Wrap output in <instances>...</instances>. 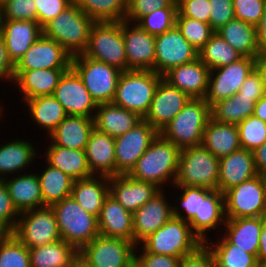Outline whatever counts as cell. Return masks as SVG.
<instances>
[{
	"instance_id": "cell-62",
	"label": "cell",
	"mask_w": 266,
	"mask_h": 267,
	"mask_svg": "<svg viewBox=\"0 0 266 267\" xmlns=\"http://www.w3.org/2000/svg\"><path fill=\"white\" fill-rule=\"evenodd\" d=\"M257 44L260 52H266V8L260 23L256 26Z\"/></svg>"
},
{
	"instance_id": "cell-37",
	"label": "cell",
	"mask_w": 266,
	"mask_h": 267,
	"mask_svg": "<svg viewBox=\"0 0 266 267\" xmlns=\"http://www.w3.org/2000/svg\"><path fill=\"white\" fill-rule=\"evenodd\" d=\"M27 104L29 115L35 126L44 129L47 137L67 116L61 103L53 95L39 96L23 102Z\"/></svg>"
},
{
	"instance_id": "cell-31",
	"label": "cell",
	"mask_w": 266,
	"mask_h": 267,
	"mask_svg": "<svg viewBox=\"0 0 266 267\" xmlns=\"http://www.w3.org/2000/svg\"><path fill=\"white\" fill-rule=\"evenodd\" d=\"M143 118L113 103L98 104L94 116V127L113 138L125 134Z\"/></svg>"
},
{
	"instance_id": "cell-16",
	"label": "cell",
	"mask_w": 266,
	"mask_h": 267,
	"mask_svg": "<svg viewBox=\"0 0 266 267\" xmlns=\"http://www.w3.org/2000/svg\"><path fill=\"white\" fill-rule=\"evenodd\" d=\"M53 96L61 103L67 115L94 118L98 104L72 67L60 78Z\"/></svg>"
},
{
	"instance_id": "cell-50",
	"label": "cell",
	"mask_w": 266,
	"mask_h": 267,
	"mask_svg": "<svg viewBox=\"0 0 266 267\" xmlns=\"http://www.w3.org/2000/svg\"><path fill=\"white\" fill-rule=\"evenodd\" d=\"M235 18L257 26L266 8L265 0H233Z\"/></svg>"
},
{
	"instance_id": "cell-21",
	"label": "cell",
	"mask_w": 266,
	"mask_h": 267,
	"mask_svg": "<svg viewBox=\"0 0 266 267\" xmlns=\"http://www.w3.org/2000/svg\"><path fill=\"white\" fill-rule=\"evenodd\" d=\"M160 190L155 184L136 180L128 174L109 177V194L132 213L151 200Z\"/></svg>"
},
{
	"instance_id": "cell-44",
	"label": "cell",
	"mask_w": 266,
	"mask_h": 267,
	"mask_svg": "<svg viewBox=\"0 0 266 267\" xmlns=\"http://www.w3.org/2000/svg\"><path fill=\"white\" fill-rule=\"evenodd\" d=\"M95 22L122 21L127 12V0H74Z\"/></svg>"
},
{
	"instance_id": "cell-1",
	"label": "cell",
	"mask_w": 266,
	"mask_h": 267,
	"mask_svg": "<svg viewBox=\"0 0 266 267\" xmlns=\"http://www.w3.org/2000/svg\"><path fill=\"white\" fill-rule=\"evenodd\" d=\"M180 151L174 143L158 134L128 175L139 181L153 183L160 189H164L168 182L173 187Z\"/></svg>"
},
{
	"instance_id": "cell-34",
	"label": "cell",
	"mask_w": 266,
	"mask_h": 267,
	"mask_svg": "<svg viewBox=\"0 0 266 267\" xmlns=\"http://www.w3.org/2000/svg\"><path fill=\"white\" fill-rule=\"evenodd\" d=\"M263 217L226 218L223 234L232 244L257 257Z\"/></svg>"
},
{
	"instance_id": "cell-33",
	"label": "cell",
	"mask_w": 266,
	"mask_h": 267,
	"mask_svg": "<svg viewBox=\"0 0 266 267\" xmlns=\"http://www.w3.org/2000/svg\"><path fill=\"white\" fill-rule=\"evenodd\" d=\"M45 151L46 163L60 169L73 180L92 177L85 150L70 149L54 145L52 142Z\"/></svg>"
},
{
	"instance_id": "cell-22",
	"label": "cell",
	"mask_w": 266,
	"mask_h": 267,
	"mask_svg": "<svg viewBox=\"0 0 266 267\" xmlns=\"http://www.w3.org/2000/svg\"><path fill=\"white\" fill-rule=\"evenodd\" d=\"M210 70L199 59L170 69L163 79L190 98H205Z\"/></svg>"
},
{
	"instance_id": "cell-25",
	"label": "cell",
	"mask_w": 266,
	"mask_h": 267,
	"mask_svg": "<svg viewBox=\"0 0 266 267\" xmlns=\"http://www.w3.org/2000/svg\"><path fill=\"white\" fill-rule=\"evenodd\" d=\"M98 228L101 236L122 238L134 243L133 213L110 194L100 210Z\"/></svg>"
},
{
	"instance_id": "cell-29",
	"label": "cell",
	"mask_w": 266,
	"mask_h": 267,
	"mask_svg": "<svg viewBox=\"0 0 266 267\" xmlns=\"http://www.w3.org/2000/svg\"><path fill=\"white\" fill-rule=\"evenodd\" d=\"M94 128V118L67 115L48 138L57 146L85 150Z\"/></svg>"
},
{
	"instance_id": "cell-5",
	"label": "cell",
	"mask_w": 266,
	"mask_h": 267,
	"mask_svg": "<svg viewBox=\"0 0 266 267\" xmlns=\"http://www.w3.org/2000/svg\"><path fill=\"white\" fill-rule=\"evenodd\" d=\"M162 78L163 76L152 70L123 71L112 103L144 118Z\"/></svg>"
},
{
	"instance_id": "cell-49",
	"label": "cell",
	"mask_w": 266,
	"mask_h": 267,
	"mask_svg": "<svg viewBox=\"0 0 266 267\" xmlns=\"http://www.w3.org/2000/svg\"><path fill=\"white\" fill-rule=\"evenodd\" d=\"M176 190H182L181 194L177 196V203L172 204V215L179 217L182 220L189 222L195 215H199L200 194L206 189L204 187H187V186H173ZM179 203V204H178ZM177 205V206H176ZM181 207L179 209V207ZM180 210H183L182 212ZM185 212V214H183Z\"/></svg>"
},
{
	"instance_id": "cell-60",
	"label": "cell",
	"mask_w": 266,
	"mask_h": 267,
	"mask_svg": "<svg viewBox=\"0 0 266 267\" xmlns=\"http://www.w3.org/2000/svg\"><path fill=\"white\" fill-rule=\"evenodd\" d=\"M15 64L8 56L4 39L0 37V80L13 82Z\"/></svg>"
},
{
	"instance_id": "cell-12",
	"label": "cell",
	"mask_w": 266,
	"mask_h": 267,
	"mask_svg": "<svg viewBox=\"0 0 266 267\" xmlns=\"http://www.w3.org/2000/svg\"><path fill=\"white\" fill-rule=\"evenodd\" d=\"M255 68V58L242 56L229 65L210 71L205 101L212 107L218 101L239 92L248 74Z\"/></svg>"
},
{
	"instance_id": "cell-68",
	"label": "cell",
	"mask_w": 266,
	"mask_h": 267,
	"mask_svg": "<svg viewBox=\"0 0 266 267\" xmlns=\"http://www.w3.org/2000/svg\"><path fill=\"white\" fill-rule=\"evenodd\" d=\"M8 234V232H6L5 230H3L2 228H0V243L1 241L4 239V237Z\"/></svg>"
},
{
	"instance_id": "cell-9",
	"label": "cell",
	"mask_w": 266,
	"mask_h": 267,
	"mask_svg": "<svg viewBox=\"0 0 266 267\" xmlns=\"http://www.w3.org/2000/svg\"><path fill=\"white\" fill-rule=\"evenodd\" d=\"M71 67L80 76L97 104L112 103L121 70L102 61L88 58L82 53L72 56Z\"/></svg>"
},
{
	"instance_id": "cell-64",
	"label": "cell",
	"mask_w": 266,
	"mask_h": 267,
	"mask_svg": "<svg viewBox=\"0 0 266 267\" xmlns=\"http://www.w3.org/2000/svg\"><path fill=\"white\" fill-rule=\"evenodd\" d=\"M255 69L260 74L266 91V52H260L255 57Z\"/></svg>"
},
{
	"instance_id": "cell-41",
	"label": "cell",
	"mask_w": 266,
	"mask_h": 267,
	"mask_svg": "<svg viewBox=\"0 0 266 267\" xmlns=\"http://www.w3.org/2000/svg\"><path fill=\"white\" fill-rule=\"evenodd\" d=\"M45 170L38 173L43 204L51 206L63 198L71 196L73 180L70 176L46 163Z\"/></svg>"
},
{
	"instance_id": "cell-39",
	"label": "cell",
	"mask_w": 266,
	"mask_h": 267,
	"mask_svg": "<svg viewBox=\"0 0 266 267\" xmlns=\"http://www.w3.org/2000/svg\"><path fill=\"white\" fill-rule=\"evenodd\" d=\"M78 251L63 239L29 249L30 267H69Z\"/></svg>"
},
{
	"instance_id": "cell-15",
	"label": "cell",
	"mask_w": 266,
	"mask_h": 267,
	"mask_svg": "<svg viewBox=\"0 0 266 267\" xmlns=\"http://www.w3.org/2000/svg\"><path fill=\"white\" fill-rule=\"evenodd\" d=\"M136 244L98 235L79 252L92 267H126L135 260Z\"/></svg>"
},
{
	"instance_id": "cell-51",
	"label": "cell",
	"mask_w": 266,
	"mask_h": 267,
	"mask_svg": "<svg viewBox=\"0 0 266 267\" xmlns=\"http://www.w3.org/2000/svg\"><path fill=\"white\" fill-rule=\"evenodd\" d=\"M19 216L20 212L14 206L6 185L0 180V228L13 233Z\"/></svg>"
},
{
	"instance_id": "cell-70",
	"label": "cell",
	"mask_w": 266,
	"mask_h": 267,
	"mask_svg": "<svg viewBox=\"0 0 266 267\" xmlns=\"http://www.w3.org/2000/svg\"><path fill=\"white\" fill-rule=\"evenodd\" d=\"M186 1L188 0H173V2L177 5V8H179Z\"/></svg>"
},
{
	"instance_id": "cell-45",
	"label": "cell",
	"mask_w": 266,
	"mask_h": 267,
	"mask_svg": "<svg viewBox=\"0 0 266 267\" xmlns=\"http://www.w3.org/2000/svg\"><path fill=\"white\" fill-rule=\"evenodd\" d=\"M0 267H30L29 249L13 233L0 243Z\"/></svg>"
},
{
	"instance_id": "cell-46",
	"label": "cell",
	"mask_w": 266,
	"mask_h": 267,
	"mask_svg": "<svg viewBox=\"0 0 266 267\" xmlns=\"http://www.w3.org/2000/svg\"><path fill=\"white\" fill-rule=\"evenodd\" d=\"M175 25L180 30L185 39L198 51L215 33L210 24L198 21L190 17H183L179 13L176 15Z\"/></svg>"
},
{
	"instance_id": "cell-26",
	"label": "cell",
	"mask_w": 266,
	"mask_h": 267,
	"mask_svg": "<svg viewBox=\"0 0 266 267\" xmlns=\"http://www.w3.org/2000/svg\"><path fill=\"white\" fill-rule=\"evenodd\" d=\"M85 152L92 175L116 176L115 138L94 128Z\"/></svg>"
},
{
	"instance_id": "cell-30",
	"label": "cell",
	"mask_w": 266,
	"mask_h": 267,
	"mask_svg": "<svg viewBox=\"0 0 266 267\" xmlns=\"http://www.w3.org/2000/svg\"><path fill=\"white\" fill-rule=\"evenodd\" d=\"M32 173L22 172L12 178L3 179L12 202L19 212L45 206L37 173Z\"/></svg>"
},
{
	"instance_id": "cell-59",
	"label": "cell",
	"mask_w": 266,
	"mask_h": 267,
	"mask_svg": "<svg viewBox=\"0 0 266 267\" xmlns=\"http://www.w3.org/2000/svg\"><path fill=\"white\" fill-rule=\"evenodd\" d=\"M238 94H242V96L247 97H254L256 102L266 95L261 76L255 68L246 77Z\"/></svg>"
},
{
	"instance_id": "cell-35",
	"label": "cell",
	"mask_w": 266,
	"mask_h": 267,
	"mask_svg": "<svg viewBox=\"0 0 266 267\" xmlns=\"http://www.w3.org/2000/svg\"><path fill=\"white\" fill-rule=\"evenodd\" d=\"M6 142L0 144V180L7 178L8 174L17 175L27 167H31L37 155L33 143L27 140L18 138Z\"/></svg>"
},
{
	"instance_id": "cell-14",
	"label": "cell",
	"mask_w": 266,
	"mask_h": 267,
	"mask_svg": "<svg viewBox=\"0 0 266 267\" xmlns=\"http://www.w3.org/2000/svg\"><path fill=\"white\" fill-rule=\"evenodd\" d=\"M198 58V50L181 34L175 25L162 34L155 35L154 71L163 76L170 69Z\"/></svg>"
},
{
	"instance_id": "cell-24",
	"label": "cell",
	"mask_w": 266,
	"mask_h": 267,
	"mask_svg": "<svg viewBox=\"0 0 266 267\" xmlns=\"http://www.w3.org/2000/svg\"><path fill=\"white\" fill-rule=\"evenodd\" d=\"M257 175L253 152L240 148L219 159L218 190L224 193Z\"/></svg>"
},
{
	"instance_id": "cell-27",
	"label": "cell",
	"mask_w": 266,
	"mask_h": 267,
	"mask_svg": "<svg viewBox=\"0 0 266 267\" xmlns=\"http://www.w3.org/2000/svg\"><path fill=\"white\" fill-rule=\"evenodd\" d=\"M68 69L14 70L13 84L23 95L22 101L53 95L60 78Z\"/></svg>"
},
{
	"instance_id": "cell-72",
	"label": "cell",
	"mask_w": 266,
	"mask_h": 267,
	"mask_svg": "<svg viewBox=\"0 0 266 267\" xmlns=\"http://www.w3.org/2000/svg\"><path fill=\"white\" fill-rule=\"evenodd\" d=\"M6 2V0H0L1 4H4Z\"/></svg>"
},
{
	"instance_id": "cell-23",
	"label": "cell",
	"mask_w": 266,
	"mask_h": 267,
	"mask_svg": "<svg viewBox=\"0 0 266 267\" xmlns=\"http://www.w3.org/2000/svg\"><path fill=\"white\" fill-rule=\"evenodd\" d=\"M226 221L224 194L219 190L205 189L200 194L199 215L188 223L203 243L208 240V231L224 226Z\"/></svg>"
},
{
	"instance_id": "cell-48",
	"label": "cell",
	"mask_w": 266,
	"mask_h": 267,
	"mask_svg": "<svg viewBox=\"0 0 266 267\" xmlns=\"http://www.w3.org/2000/svg\"><path fill=\"white\" fill-rule=\"evenodd\" d=\"M241 148L254 151L266 142V122L251 115L237 124Z\"/></svg>"
},
{
	"instance_id": "cell-6",
	"label": "cell",
	"mask_w": 266,
	"mask_h": 267,
	"mask_svg": "<svg viewBox=\"0 0 266 267\" xmlns=\"http://www.w3.org/2000/svg\"><path fill=\"white\" fill-rule=\"evenodd\" d=\"M202 244L190 224L174 216L140 243L149 253L170 255L180 259L196 251Z\"/></svg>"
},
{
	"instance_id": "cell-66",
	"label": "cell",
	"mask_w": 266,
	"mask_h": 267,
	"mask_svg": "<svg viewBox=\"0 0 266 267\" xmlns=\"http://www.w3.org/2000/svg\"><path fill=\"white\" fill-rule=\"evenodd\" d=\"M69 267H92L91 264L78 252L71 260Z\"/></svg>"
},
{
	"instance_id": "cell-28",
	"label": "cell",
	"mask_w": 266,
	"mask_h": 267,
	"mask_svg": "<svg viewBox=\"0 0 266 267\" xmlns=\"http://www.w3.org/2000/svg\"><path fill=\"white\" fill-rule=\"evenodd\" d=\"M42 34L43 30L38 22L5 20L2 38L12 62L16 64Z\"/></svg>"
},
{
	"instance_id": "cell-7",
	"label": "cell",
	"mask_w": 266,
	"mask_h": 267,
	"mask_svg": "<svg viewBox=\"0 0 266 267\" xmlns=\"http://www.w3.org/2000/svg\"><path fill=\"white\" fill-rule=\"evenodd\" d=\"M218 177L219 158L202 144L180 151L178 171L173 186L218 190Z\"/></svg>"
},
{
	"instance_id": "cell-4",
	"label": "cell",
	"mask_w": 266,
	"mask_h": 267,
	"mask_svg": "<svg viewBox=\"0 0 266 267\" xmlns=\"http://www.w3.org/2000/svg\"><path fill=\"white\" fill-rule=\"evenodd\" d=\"M61 238L78 252L99 235L98 217L86 212L72 196L51 205Z\"/></svg>"
},
{
	"instance_id": "cell-18",
	"label": "cell",
	"mask_w": 266,
	"mask_h": 267,
	"mask_svg": "<svg viewBox=\"0 0 266 267\" xmlns=\"http://www.w3.org/2000/svg\"><path fill=\"white\" fill-rule=\"evenodd\" d=\"M122 33L127 57V70L154 71L155 35L149 34L137 23L125 20H122Z\"/></svg>"
},
{
	"instance_id": "cell-63",
	"label": "cell",
	"mask_w": 266,
	"mask_h": 267,
	"mask_svg": "<svg viewBox=\"0 0 266 267\" xmlns=\"http://www.w3.org/2000/svg\"><path fill=\"white\" fill-rule=\"evenodd\" d=\"M257 261L261 266L266 262V215L263 217V227L260 234Z\"/></svg>"
},
{
	"instance_id": "cell-55",
	"label": "cell",
	"mask_w": 266,
	"mask_h": 267,
	"mask_svg": "<svg viewBox=\"0 0 266 267\" xmlns=\"http://www.w3.org/2000/svg\"><path fill=\"white\" fill-rule=\"evenodd\" d=\"M74 0H35L37 8V22L43 27L50 20L54 19Z\"/></svg>"
},
{
	"instance_id": "cell-47",
	"label": "cell",
	"mask_w": 266,
	"mask_h": 267,
	"mask_svg": "<svg viewBox=\"0 0 266 267\" xmlns=\"http://www.w3.org/2000/svg\"><path fill=\"white\" fill-rule=\"evenodd\" d=\"M177 7H164L142 16L136 23L149 34L158 35L175 26Z\"/></svg>"
},
{
	"instance_id": "cell-54",
	"label": "cell",
	"mask_w": 266,
	"mask_h": 267,
	"mask_svg": "<svg viewBox=\"0 0 266 267\" xmlns=\"http://www.w3.org/2000/svg\"><path fill=\"white\" fill-rule=\"evenodd\" d=\"M209 2L211 6L209 24L216 32L235 18L233 0H209Z\"/></svg>"
},
{
	"instance_id": "cell-56",
	"label": "cell",
	"mask_w": 266,
	"mask_h": 267,
	"mask_svg": "<svg viewBox=\"0 0 266 267\" xmlns=\"http://www.w3.org/2000/svg\"><path fill=\"white\" fill-rule=\"evenodd\" d=\"M138 252L140 253L138 254ZM135 259L141 267H179L180 263L178 257L149 253L140 244L136 246Z\"/></svg>"
},
{
	"instance_id": "cell-11",
	"label": "cell",
	"mask_w": 266,
	"mask_h": 267,
	"mask_svg": "<svg viewBox=\"0 0 266 267\" xmlns=\"http://www.w3.org/2000/svg\"><path fill=\"white\" fill-rule=\"evenodd\" d=\"M13 234L28 249L62 239L51 206L20 212Z\"/></svg>"
},
{
	"instance_id": "cell-10",
	"label": "cell",
	"mask_w": 266,
	"mask_h": 267,
	"mask_svg": "<svg viewBox=\"0 0 266 267\" xmlns=\"http://www.w3.org/2000/svg\"><path fill=\"white\" fill-rule=\"evenodd\" d=\"M223 194L226 218L266 215V176L259 174L229 188Z\"/></svg>"
},
{
	"instance_id": "cell-17",
	"label": "cell",
	"mask_w": 266,
	"mask_h": 267,
	"mask_svg": "<svg viewBox=\"0 0 266 267\" xmlns=\"http://www.w3.org/2000/svg\"><path fill=\"white\" fill-rule=\"evenodd\" d=\"M71 59L62 45L42 34L17 61L14 70L69 69Z\"/></svg>"
},
{
	"instance_id": "cell-43",
	"label": "cell",
	"mask_w": 266,
	"mask_h": 267,
	"mask_svg": "<svg viewBox=\"0 0 266 267\" xmlns=\"http://www.w3.org/2000/svg\"><path fill=\"white\" fill-rule=\"evenodd\" d=\"M242 55L229 45L217 32L198 51V58L213 70L237 61Z\"/></svg>"
},
{
	"instance_id": "cell-2",
	"label": "cell",
	"mask_w": 266,
	"mask_h": 267,
	"mask_svg": "<svg viewBox=\"0 0 266 267\" xmlns=\"http://www.w3.org/2000/svg\"><path fill=\"white\" fill-rule=\"evenodd\" d=\"M211 118V107L203 98H190L184 108L159 132L180 150L202 144L203 132Z\"/></svg>"
},
{
	"instance_id": "cell-40",
	"label": "cell",
	"mask_w": 266,
	"mask_h": 267,
	"mask_svg": "<svg viewBox=\"0 0 266 267\" xmlns=\"http://www.w3.org/2000/svg\"><path fill=\"white\" fill-rule=\"evenodd\" d=\"M221 236L214 243L211 238L205 242L214 255L216 267H261L255 255L232 244L224 235Z\"/></svg>"
},
{
	"instance_id": "cell-36",
	"label": "cell",
	"mask_w": 266,
	"mask_h": 267,
	"mask_svg": "<svg viewBox=\"0 0 266 267\" xmlns=\"http://www.w3.org/2000/svg\"><path fill=\"white\" fill-rule=\"evenodd\" d=\"M109 195V177L95 176L75 180L71 196L88 213L99 216L105 198Z\"/></svg>"
},
{
	"instance_id": "cell-71",
	"label": "cell",
	"mask_w": 266,
	"mask_h": 267,
	"mask_svg": "<svg viewBox=\"0 0 266 267\" xmlns=\"http://www.w3.org/2000/svg\"><path fill=\"white\" fill-rule=\"evenodd\" d=\"M3 112H4V110H3V106L0 104V119H1V117H2V115H3Z\"/></svg>"
},
{
	"instance_id": "cell-52",
	"label": "cell",
	"mask_w": 266,
	"mask_h": 267,
	"mask_svg": "<svg viewBox=\"0 0 266 267\" xmlns=\"http://www.w3.org/2000/svg\"><path fill=\"white\" fill-rule=\"evenodd\" d=\"M164 7H177L173 0H127L125 21L136 23L142 16Z\"/></svg>"
},
{
	"instance_id": "cell-67",
	"label": "cell",
	"mask_w": 266,
	"mask_h": 267,
	"mask_svg": "<svg viewBox=\"0 0 266 267\" xmlns=\"http://www.w3.org/2000/svg\"><path fill=\"white\" fill-rule=\"evenodd\" d=\"M4 23H5L4 8L3 4L0 3V37H2L3 34Z\"/></svg>"
},
{
	"instance_id": "cell-38",
	"label": "cell",
	"mask_w": 266,
	"mask_h": 267,
	"mask_svg": "<svg viewBox=\"0 0 266 267\" xmlns=\"http://www.w3.org/2000/svg\"><path fill=\"white\" fill-rule=\"evenodd\" d=\"M216 32L242 56L255 58L260 53L255 25L234 18Z\"/></svg>"
},
{
	"instance_id": "cell-61",
	"label": "cell",
	"mask_w": 266,
	"mask_h": 267,
	"mask_svg": "<svg viewBox=\"0 0 266 267\" xmlns=\"http://www.w3.org/2000/svg\"><path fill=\"white\" fill-rule=\"evenodd\" d=\"M252 152L257 173L266 176V142Z\"/></svg>"
},
{
	"instance_id": "cell-58",
	"label": "cell",
	"mask_w": 266,
	"mask_h": 267,
	"mask_svg": "<svg viewBox=\"0 0 266 267\" xmlns=\"http://www.w3.org/2000/svg\"><path fill=\"white\" fill-rule=\"evenodd\" d=\"M179 267H216L212 251L203 243L196 251L180 259Z\"/></svg>"
},
{
	"instance_id": "cell-65",
	"label": "cell",
	"mask_w": 266,
	"mask_h": 267,
	"mask_svg": "<svg viewBox=\"0 0 266 267\" xmlns=\"http://www.w3.org/2000/svg\"><path fill=\"white\" fill-rule=\"evenodd\" d=\"M253 115L266 122V95L255 103Z\"/></svg>"
},
{
	"instance_id": "cell-42",
	"label": "cell",
	"mask_w": 266,
	"mask_h": 267,
	"mask_svg": "<svg viewBox=\"0 0 266 267\" xmlns=\"http://www.w3.org/2000/svg\"><path fill=\"white\" fill-rule=\"evenodd\" d=\"M255 103L254 97L236 93L215 103L211 107V117L222 123L238 124L253 115Z\"/></svg>"
},
{
	"instance_id": "cell-3",
	"label": "cell",
	"mask_w": 266,
	"mask_h": 267,
	"mask_svg": "<svg viewBox=\"0 0 266 267\" xmlns=\"http://www.w3.org/2000/svg\"><path fill=\"white\" fill-rule=\"evenodd\" d=\"M95 21L73 1L43 27V35L62 45L72 56L86 49Z\"/></svg>"
},
{
	"instance_id": "cell-13",
	"label": "cell",
	"mask_w": 266,
	"mask_h": 267,
	"mask_svg": "<svg viewBox=\"0 0 266 267\" xmlns=\"http://www.w3.org/2000/svg\"><path fill=\"white\" fill-rule=\"evenodd\" d=\"M159 132L142 119L125 134L115 138L116 175L129 174Z\"/></svg>"
},
{
	"instance_id": "cell-69",
	"label": "cell",
	"mask_w": 266,
	"mask_h": 267,
	"mask_svg": "<svg viewBox=\"0 0 266 267\" xmlns=\"http://www.w3.org/2000/svg\"><path fill=\"white\" fill-rule=\"evenodd\" d=\"M126 267H141L137 260H133L128 266Z\"/></svg>"
},
{
	"instance_id": "cell-20",
	"label": "cell",
	"mask_w": 266,
	"mask_h": 267,
	"mask_svg": "<svg viewBox=\"0 0 266 267\" xmlns=\"http://www.w3.org/2000/svg\"><path fill=\"white\" fill-rule=\"evenodd\" d=\"M165 195V189H161L133 213L134 244L139 245L173 216L172 206Z\"/></svg>"
},
{
	"instance_id": "cell-57",
	"label": "cell",
	"mask_w": 266,
	"mask_h": 267,
	"mask_svg": "<svg viewBox=\"0 0 266 267\" xmlns=\"http://www.w3.org/2000/svg\"><path fill=\"white\" fill-rule=\"evenodd\" d=\"M210 8L209 0H188L178 8V13L183 17H190L209 24Z\"/></svg>"
},
{
	"instance_id": "cell-53",
	"label": "cell",
	"mask_w": 266,
	"mask_h": 267,
	"mask_svg": "<svg viewBox=\"0 0 266 267\" xmlns=\"http://www.w3.org/2000/svg\"><path fill=\"white\" fill-rule=\"evenodd\" d=\"M35 0H6L3 4L5 20H31L37 22Z\"/></svg>"
},
{
	"instance_id": "cell-32",
	"label": "cell",
	"mask_w": 266,
	"mask_h": 267,
	"mask_svg": "<svg viewBox=\"0 0 266 267\" xmlns=\"http://www.w3.org/2000/svg\"><path fill=\"white\" fill-rule=\"evenodd\" d=\"M202 145L219 159L240 149L237 124L222 123L211 117L203 132Z\"/></svg>"
},
{
	"instance_id": "cell-19",
	"label": "cell",
	"mask_w": 266,
	"mask_h": 267,
	"mask_svg": "<svg viewBox=\"0 0 266 267\" xmlns=\"http://www.w3.org/2000/svg\"><path fill=\"white\" fill-rule=\"evenodd\" d=\"M190 97L163 78L160 80L150 108L143 118L158 132L162 130L185 106Z\"/></svg>"
},
{
	"instance_id": "cell-8",
	"label": "cell",
	"mask_w": 266,
	"mask_h": 267,
	"mask_svg": "<svg viewBox=\"0 0 266 267\" xmlns=\"http://www.w3.org/2000/svg\"><path fill=\"white\" fill-rule=\"evenodd\" d=\"M84 56L127 70L122 21L95 22L91 28Z\"/></svg>"
}]
</instances>
